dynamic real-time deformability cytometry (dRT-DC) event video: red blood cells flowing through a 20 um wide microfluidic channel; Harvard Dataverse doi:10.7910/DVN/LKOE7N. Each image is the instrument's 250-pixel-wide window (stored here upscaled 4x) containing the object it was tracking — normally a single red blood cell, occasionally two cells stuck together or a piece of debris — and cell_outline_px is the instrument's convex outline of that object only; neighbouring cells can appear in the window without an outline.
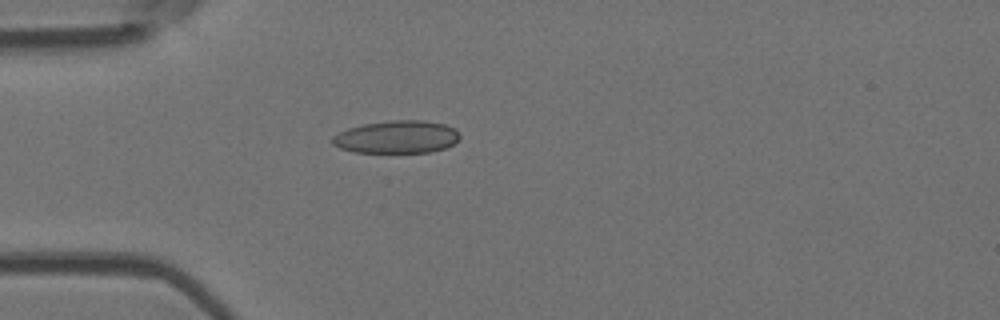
{"species": "Egyptian fruit bat (a non-hibernating species)", "species_latin": "Rousettus aegyptiacus", "temperature_condition": "room temperature", "stored_images_in_passage": 40, "camera_frame_rate_fps": 3000, "um_per_image_px": 0.085, "animal": {"sex": "female"}, "frame": {"image": 1, "passage_image": 1, "time_ms": 0.0, "image_size_px": [1000, 320], "cell_outline_px": [[460, 136], [452, 144], [444, 148], [428, 152], [352, 152], [340, 148], [332, 144], [332, 136], [348, 128], [364, 124], [388, 120], [420, 120], [444, 124], [456, 128]], "centroid_in_image_um": [33.7, 11.63], "position_along_channel_um": 51.3, "area_um2": 24.16}}
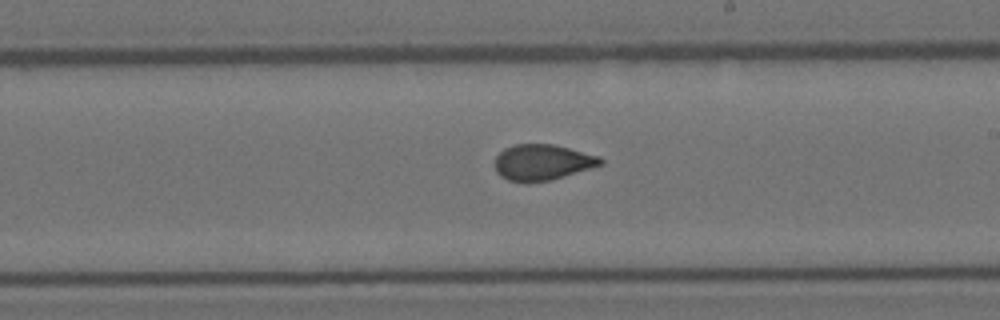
{"frame": {"image": 2, "passage_image": 17, "time_ms": 5.333, "image_size_px": [1000, 320], "cell_outline_px": [[604, 164], [564, 176], [548, 180], [528, 184], [524, 184], [508, 180], [500, 176], [496, 172], [496, 156], [504, 148], [516, 144], [552, 144], [600, 156], [604, 160]], "centroid_in_image_um": [46.09, 13.81], "position_along_channel_um": 242.9, "area_um2": 22.2}}
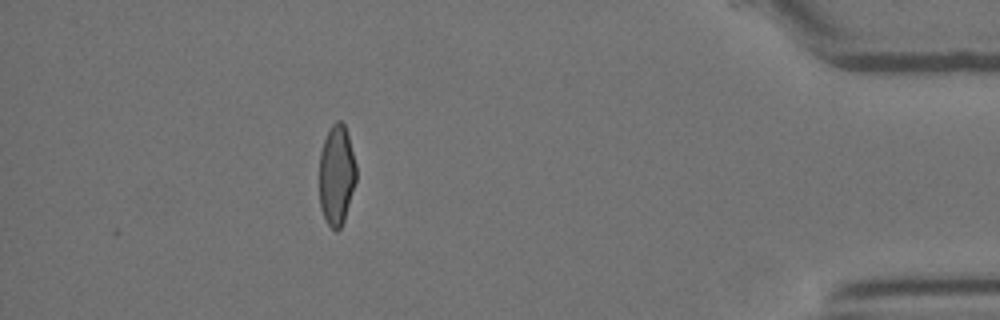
{"frame": {"image": 3, "passage_image": 34, "time_ms": 11.0, "image_size_px": [1000, 320], "cell_outline_px": [[356, 180], [344, 220], [340, 228], [336, 232], [328, 224], [320, 208], [320, 152], [328, 128], [336, 120], [340, 120], [344, 124], [348, 136], [356, 164]], "centroid_in_image_um": [28.6, 14.86], "position_along_channel_um": 406.6, "area_um2": 21.44}, "authors_computed_cell_mechanics": {"area_um2": 22.3686, "velocity_mm_per_s": 3.7846, "shape_relaxation_time_tau1_ms": 6.4822, "shape_relaxation_time_tau2_ms": 1.1192, "deformation_change_tau1": 0.1687, "deformation_change_tau2": 0.058}}